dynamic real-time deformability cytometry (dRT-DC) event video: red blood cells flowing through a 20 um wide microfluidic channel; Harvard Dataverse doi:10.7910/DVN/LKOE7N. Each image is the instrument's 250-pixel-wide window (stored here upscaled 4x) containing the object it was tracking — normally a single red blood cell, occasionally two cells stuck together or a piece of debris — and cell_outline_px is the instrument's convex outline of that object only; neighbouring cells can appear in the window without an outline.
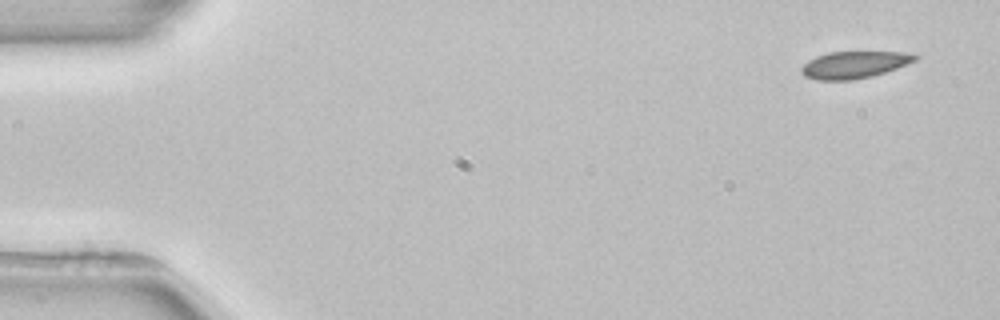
{"species": "common noctule bat (a hibernating species)", "species_latin": "Nyctalus noctula", "temperature_condition": "room temperature", "stored_images_in_passage": 4, "camera_frame_rate_fps": 3000, "um_per_image_px": 0.085, "animal": {"sex": "female", "body_mass_g": 22.7, "forearm_length_mm": 54.2}, "frame": {"image": 1, "passage_image": 1, "time_ms": 0.0, "image_size_px": [1000, 320], "cell_outline_px": [[920, 56], [916, 60], [896, 68], [872, 76], [852, 80], [816, 80], [804, 76], [800, 72], [800, 68], [808, 60], [816, 56], [828, 52], [904, 52]], "centroid_in_image_um": [72.56, 5.5], "position_along_channel_um": 12.4, "area_um2": 17.86}}
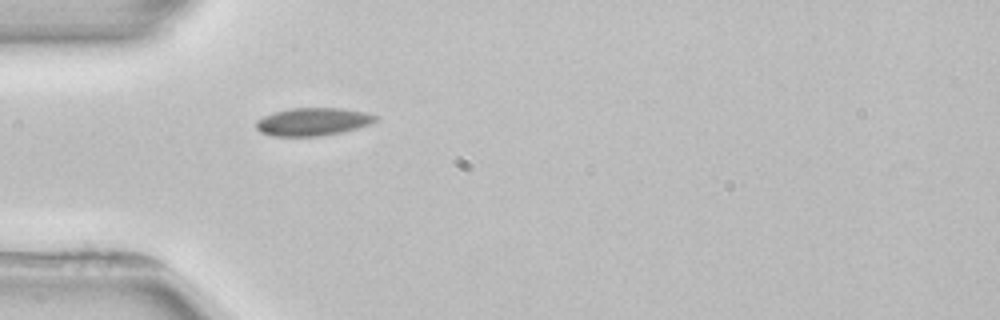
{"frame": {"image": 2, "passage_image": 4, "time_ms": 4.333, "image_size_px": [1000, 320], "cell_outline_px": [[380, 116], [376, 120], [368, 124], [344, 132], [320, 136], [272, 136], [260, 132], [256, 128], [256, 120], [272, 112], [288, 108], [340, 108], [368, 112]], "centroid_in_image_um": [26.59, 10.34], "position_along_channel_um": 58.4, "area_um2": 19.59}}